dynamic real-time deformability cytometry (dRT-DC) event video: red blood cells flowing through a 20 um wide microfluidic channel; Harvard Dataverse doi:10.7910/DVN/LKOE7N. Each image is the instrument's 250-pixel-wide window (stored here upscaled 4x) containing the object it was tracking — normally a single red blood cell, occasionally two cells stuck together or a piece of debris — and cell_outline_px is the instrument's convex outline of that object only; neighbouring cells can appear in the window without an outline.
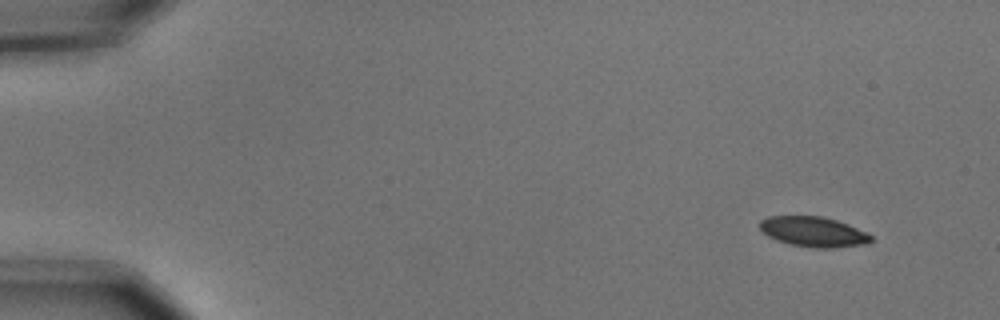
{"species": "common noctule bat (a hibernating species)", "species_latin": "Nyctalus noctula", "temperature_condition": "cold", "stored_images_in_passage": 13, "camera_frame_rate_fps": 3000, "um_per_image_px": 0.085, "animal": {"sex": "male", "body_mass_g": 15.6}, "frame": {"image": 1, "passage_image": 1, "time_ms": 0.0, "image_size_px": [1000, 320], "cell_outline_px": [[872, 240], [868, 244], [832, 248], [816, 248], [792, 244], [776, 240], [768, 236], [760, 228], [760, 220], [768, 216], [820, 216], [836, 220], [848, 224], [868, 232], [872, 236]], "centroid_in_image_um": [69.18, 19.7], "position_along_channel_um": 15.8, "area_um2": 19.54}}
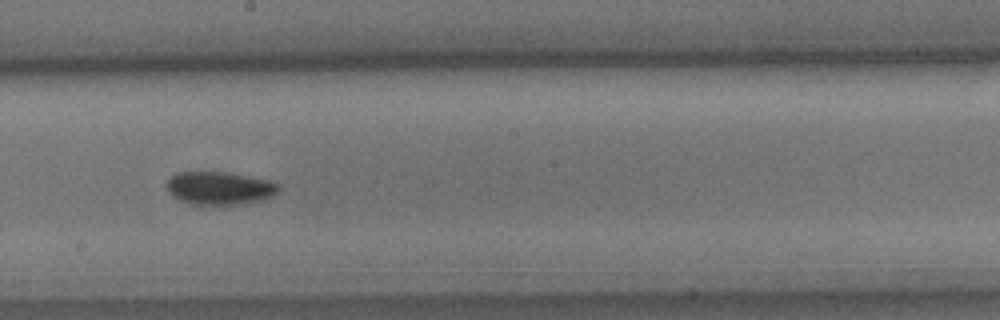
{"frame": {"image": 2, "passage_image": 8, "time_ms": 2.333, "image_size_px": [1000, 320], "cell_outline_px": [[280, 188], [272, 196], [264, 200], [244, 204], [192, 204], [180, 200], [172, 196], [168, 192], [168, 180], [176, 172], [228, 172], [268, 180], [280, 184]], "centroid_in_image_um": [18.69, 15.99], "position_along_channel_um": 229.5, "area_um2": 21.5}}
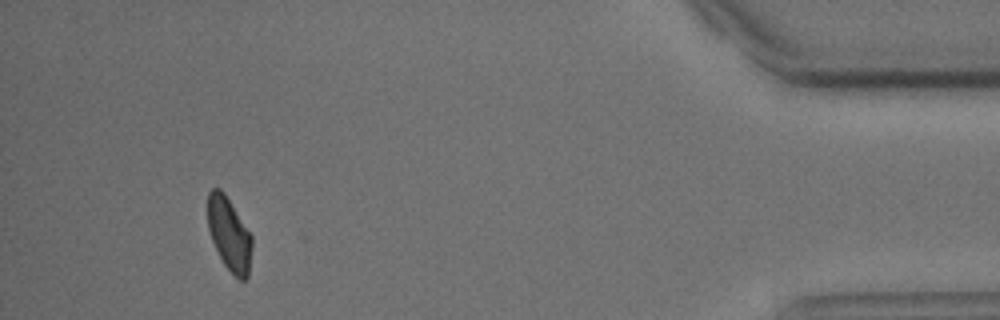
{"frame": {"image": 3, "passage_image": 13, "time_ms": 4.0, "image_size_px": [1000, 320], "cell_outline_px": [[252, 248], [248, 276], [244, 280], [240, 280], [224, 264], [212, 240], [208, 228], [208, 192], [212, 188], [220, 188], [224, 192], [252, 236]], "centroid_in_image_um": [19.48, 19.88], "position_along_channel_um": 415.7, "area_um2": 18.61}}